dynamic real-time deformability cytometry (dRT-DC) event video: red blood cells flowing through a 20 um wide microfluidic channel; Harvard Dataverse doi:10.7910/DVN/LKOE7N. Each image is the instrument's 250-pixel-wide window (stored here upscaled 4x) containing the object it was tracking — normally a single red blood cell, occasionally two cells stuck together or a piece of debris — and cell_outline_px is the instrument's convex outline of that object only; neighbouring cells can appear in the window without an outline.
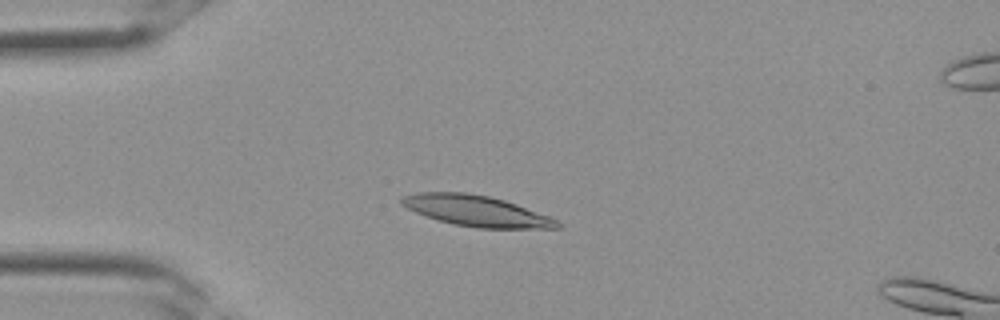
{"species": "Egyptian fruit bat (a non-hibernating species)", "species_latin": "Rousettus aegyptiacus", "temperature_condition": "room temperature", "stored_images_in_passage": 14, "camera_frame_rate_fps": 3000, "um_per_image_px": 0.085, "frame": {"image": 1, "passage_image": 8, "time_ms": 2.333, "image_size_px": [1000, 320], "cell_outline_px": [[564, 224], [560, 228], [480, 228], [456, 224], [440, 220], [416, 212], [400, 204], [400, 196], [416, 192], [468, 192], [488, 196], [504, 200], [516, 204], [548, 216]], "centroid_in_image_um": [40.48, 17.91], "position_along_channel_um": 44.5, "area_um2": 27.69}}
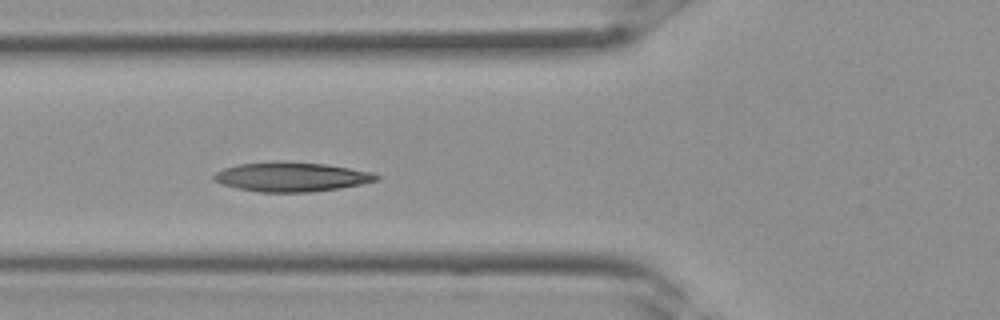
{"frame": {"image": 2, "passage_image": 12, "time_ms": 3.667, "image_size_px": [1000, 320], "cell_outline_px": [[380, 176], [376, 180], [360, 184], [340, 188], [308, 192], [256, 192], [236, 188], [212, 180], [212, 176], [216, 172], [224, 168], [240, 164], [272, 160], [284, 160], [324, 164], [372, 172]], "centroid_in_image_um": [24.71, 15.02], "position_along_channel_um": 101.1, "area_um2": 27.98}}
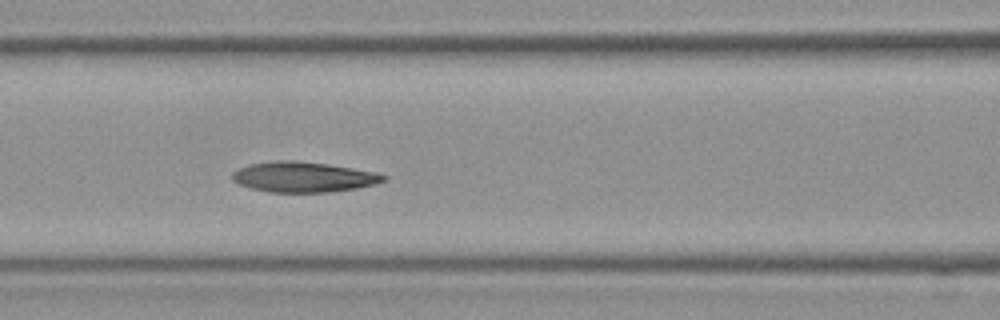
{"frame": {"image": 3, "passage_image": 14, "time_ms": 4.333, "image_size_px": [1000, 320], "cell_outline_px": [[388, 180], [376, 184], [356, 188], [328, 192], [268, 192], [252, 188], [240, 184], [232, 180], [232, 172], [240, 168], [252, 164], [276, 160], [296, 160], [328, 164], [376, 172], [388, 176]], "centroid_in_image_um": [25.83, 15.04], "position_along_channel_um": 140.8, "area_um2": 26.7}}